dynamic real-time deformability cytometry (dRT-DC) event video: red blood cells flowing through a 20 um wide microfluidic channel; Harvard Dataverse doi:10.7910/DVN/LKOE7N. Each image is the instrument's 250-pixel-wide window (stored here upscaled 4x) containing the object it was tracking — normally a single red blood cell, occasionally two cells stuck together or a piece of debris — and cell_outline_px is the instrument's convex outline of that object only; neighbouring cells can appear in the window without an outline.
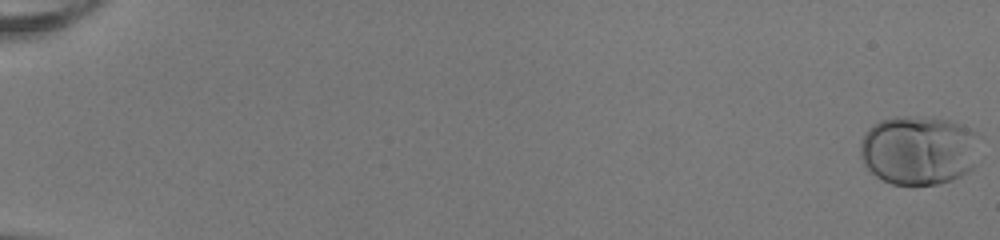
{"species": "human", "species_latin": "Homo sapiens", "temperature_condition": "room temperature", "stored_images_in_passage": 53, "camera_frame_rate_fps": 3000, "um_per_image_px": 0.085, "donor": {"sex": "female"}, "frame": {"image": 1, "passage_image": 1, "time_ms": 0.0, "image_size_px": [1000, 240], "cell_outline_px": [[980, 136], [972, 168], [968, 172], [952, 180], [936, 184], [892, 184], [876, 176], [864, 164], [860, 156], [860, 140], [864, 132], [872, 124], [880, 120], [892, 116], [932, 116], [952, 120], [976, 132]], "centroid_in_image_um": [78.07, 12.72], "position_along_channel_um": 6.9, "area_um2": 48.84}}
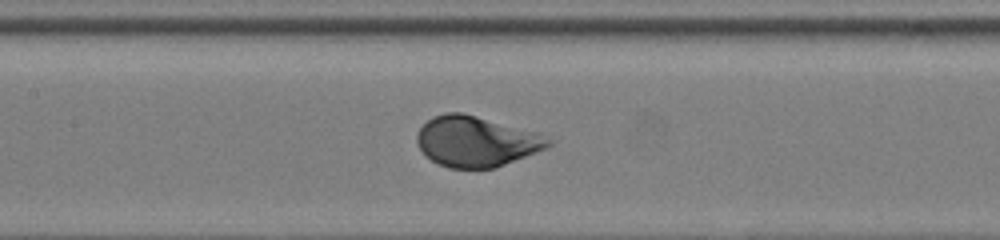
{"frame": {"image": 2, "passage_image": 28, "time_ms": 9.0, "image_size_px": [1000, 240], "cell_outline_px": [[552, 144], [548, 148], [496, 168], [448, 168], [432, 160], [420, 148], [416, 140], [416, 136], [420, 128], [432, 116], [444, 112], [460, 112], [476, 116], [536, 132], [552, 140]], "centroid_in_image_um": [40.49, 12.02], "position_along_channel_um": 166.9, "area_um2": 38.44}}
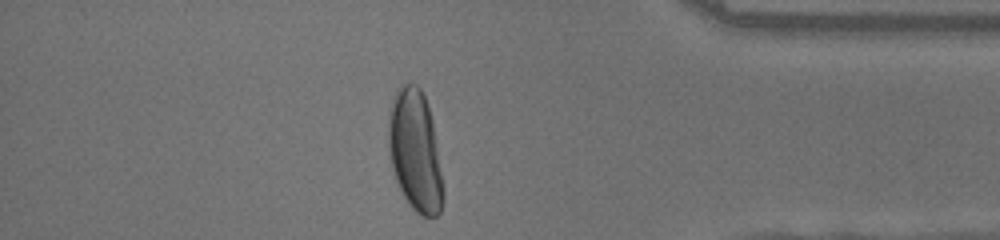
{"frame": {"image": 3, "passage_image": 47, "time_ms": 15.333, "image_size_px": [1000, 240], "cell_outline_px": [[444, 200], [440, 212], [436, 216], [420, 216], [408, 204], [396, 184], [392, 168], [388, 148], [388, 112], [392, 100], [396, 92], [404, 84], [416, 84], [420, 88], [428, 104], [432, 120], [444, 188]], "centroid_in_image_um": [35.28, 12.87], "position_along_channel_um": 399.9, "area_um2": 38.96}, "authors_computed_cell_mechanics": {"area_um2": 40.46, "velocity_mm_per_s": 4.0128, "shape_relaxation_time_tau1_ms": 2.561, "shape_relaxation_time_tau2_ms": null, "deformation_change_tau1": 0.1501, "deformation_change_tau2": null}}